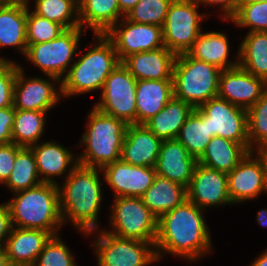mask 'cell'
I'll use <instances>...</instances> for the list:
<instances>
[{
  "label": "cell",
  "mask_w": 267,
  "mask_h": 266,
  "mask_svg": "<svg viewBox=\"0 0 267 266\" xmlns=\"http://www.w3.org/2000/svg\"><path fill=\"white\" fill-rule=\"evenodd\" d=\"M201 208L186 200L182 205L163 214L158 219L155 242L159 261L164 252L183 257L187 261L201 259L212 251L210 230Z\"/></svg>",
  "instance_id": "1"
},
{
  "label": "cell",
  "mask_w": 267,
  "mask_h": 266,
  "mask_svg": "<svg viewBox=\"0 0 267 266\" xmlns=\"http://www.w3.org/2000/svg\"><path fill=\"white\" fill-rule=\"evenodd\" d=\"M100 173L99 168L78 164L64 178V183L58 185L63 224L72 222L73 227L88 236L99 227L98 215L103 200Z\"/></svg>",
  "instance_id": "2"
},
{
  "label": "cell",
  "mask_w": 267,
  "mask_h": 266,
  "mask_svg": "<svg viewBox=\"0 0 267 266\" xmlns=\"http://www.w3.org/2000/svg\"><path fill=\"white\" fill-rule=\"evenodd\" d=\"M7 201L12 226L17 228L41 229L52 236L60 235L62 221L58 185H40L14 193Z\"/></svg>",
  "instance_id": "3"
},
{
  "label": "cell",
  "mask_w": 267,
  "mask_h": 266,
  "mask_svg": "<svg viewBox=\"0 0 267 266\" xmlns=\"http://www.w3.org/2000/svg\"><path fill=\"white\" fill-rule=\"evenodd\" d=\"M95 38L96 46L89 44L88 51L76 58L61 81L62 97L102 91L106 78L121 63L113 42L105 34H95Z\"/></svg>",
  "instance_id": "4"
},
{
  "label": "cell",
  "mask_w": 267,
  "mask_h": 266,
  "mask_svg": "<svg viewBox=\"0 0 267 266\" xmlns=\"http://www.w3.org/2000/svg\"><path fill=\"white\" fill-rule=\"evenodd\" d=\"M87 119V130L80 139L85 150L77 156L78 163L102 169L120 160L127 124L121 119L102 113L94 106Z\"/></svg>",
  "instance_id": "5"
},
{
  "label": "cell",
  "mask_w": 267,
  "mask_h": 266,
  "mask_svg": "<svg viewBox=\"0 0 267 266\" xmlns=\"http://www.w3.org/2000/svg\"><path fill=\"white\" fill-rule=\"evenodd\" d=\"M222 70L212 64L190 57L187 53L176 56L173 68L174 97L200 107L217 97Z\"/></svg>",
  "instance_id": "6"
},
{
  "label": "cell",
  "mask_w": 267,
  "mask_h": 266,
  "mask_svg": "<svg viewBox=\"0 0 267 266\" xmlns=\"http://www.w3.org/2000/svg\"><path fill=\"white\" fill-rule=\"evenodd\" d=\"M109 220L115 236L151 242L155 245L158 218L147 208L141 197H117L113 199Z\"/></svg>",
  "instance_id": "7"
},
{
  "label": "cell",
  "mask_w": 267,
  "mask_h": 266,
  "mask_svg": "<svg viewBox=\"0 0 267 266\" xmlns=\"http://www.w3.org/2000/svg\"><path fill=\"white\" fill-rule=\"evenodd\" d=\"M81 27L66 29L58 37L48 42L39 44H27L25 57L31 63L39 67L46 76H53L62 81L67 75L72 61H75L74 54L77 52L82 32Z\"/></svg>",
  "instance_id": "8"
},
{
  "label": "cell",
  "mask_w": 267,
  "mask_h": 266,
  "mask_svg": "<svg viewBox=\"0 0 267 266\" xmlns=\"http://www.w3.org/2000/svg\"><path fill=\"white\" fill-rule=\"evenodd\" d=\"M98 232L93 242L98 266H148L158 261L151 242L121 238L103 229Z\"/></svg>",
  "instance_id": "9"
},
{
  "label": "cell",
  "mask_w": 267,
  "mask_h": 266,
  "mask_svg": "<svg viewBox=\"0 0 267 266\" xmlns=\"http://www.w3.org/2000/svg\"><path fill=\"white\" fill-rule=\"evenodd\" d=\"M193 0H173L162 26L164 45L176 55L186 53L201 34V22L208 14H200Z\"/></svg>",
  "instance_id": "10"
},
{
  "label": "cell",
  "mask_w": 267,
  "mask_h": 266,
  "mask_svg": "<svg viewBox=\"0 0 267 266\" xmlns=\"http://www.w3.org/2000/svg\"><path fill=\"white\" fill-rule=\"evenodd\" d=\"M135 77L120 63L106 78L96 109L123 120L127 125L136 124Z\"/></svg>",
  "instance_id": "11"
},
{
  "label": "cell",
  "mask_w": 267,
  "mask_h": 266,
  "mask_svg": "<svg viewBox=\"0 0 267 266\" xmlns=\"http://www.w3.org/2000/svg\"><path fill=\"white\" fill-rule=\"evenodd\" d=\"M200 108L208 115L211 137L234 141L249 151L247 109L218 96L203 103Z\"/></svg>",
  "instance_id": "12"
},
{
  "label": "cell",
  "mask_w": 267,
  "mask_h": 266,
  "mask_svg": "<svg viewBox=\"0 0 267 266\" xmlns=\"http://www.w3.org/2000/svg\"><path fill=\"white\" fill-rule=\"evenodd\" d=\"M118 23L105 35L113 42L120 61L131 54L165 46L161 26L132 22L126 17Z\"/></svg>",
  "instance_id": "13"
},
{
  "label": "cell",
  "mask_w": 267,
  "mask_h": 266,
  "mask_svg": "<svg viewBox=\"0 0 267 266\" xmlns=\"http://www.w3.org/2000/svg\"><path fill=\"white\" fill-rule=\"evenodd\" d=\"M47 77L48 79L31 76L28 78L24 75L23 67L18 63L13 89V107L17 110L45 112L55 107L62 96L61 81L53 76ZM55 82L59 83V88L55 87Z\"/></svg>",
  "instance_id": "14"
},
{
  "label": "cell",
  "mask_w": 267,
  "mask_h": 266,
  "mask_svg": "<svg viewBox=\"0 0 267 266\" xmlns=\"http://www.w3.org/2000/svg\"><path fill=\"white\" fill-rule=\"evenodd\" d=\"M263 177L262 150L248 152L227 173L228 194L232 204L253 200L264 193Z\"/></svg>",
  "instance_id": "15"
},
{
  "label": "cell",
  "mask_w": 267,
  "mask_h": 266,
  "mask_svg": "<svg viewBox=\"0 0 267 266\" xmlns=\"http://www.w3.org/2000/svg\"><path fill=\"white\" fill-rule=\"evenodd\" d=\"M187 200L202 210L211 206L231 205L227 173L197 163L187 187Z\"/></svg>",
  "instance_id": "16"
},
{
  "label": "cell",
  "mask_w": 267,
  "mask_h": 266,
  "mask_svg": "<svg viewBox=\"0 0 267 266\" xmlns=\"http://www.w3.org/2000/svg\"><path fill=\"white\" fill-rule=\"evenodd\" d=\"M103 179L117 197H141L153 184L157 175L155 167L134 166L121 159L104 166Z\"/></svg>",
  "instance_id": "17"
},
{
  "label": "cell",
  "mask_w": 267,
  "mask_h": 266,
  "mask_svg": "<svg viewBox=\"0 0 267 266\" xmlns=\"http://www.w3.org/2000/svg\"><path fill=\"white\" fill-rule=\"evenodd\" d=\"M267 91V82L240 66L222 70L218 97L231 104L249 109Z\"/></svg>",
  "instance_id": "18"
},
{
  "label": "cell",
  "mask_w": 267,
  "mask_h": 266,
  "mask_svg": "<svg viewBox=\"0 0 267 266\" xmlns=\"http://www.w3.org/2000/svg\"><path fill=\"white\" fill-rule=\"evenodd\" d=\"M162 141L144 124H129L120 159L134 166L155 167Z\"/></svg>",
  "instance_id": "19"
},
{
  "label": "cell",
  "mask_w": 267,
  "mask_h": 266,
  "mask_svg": "<svg viewBox=\"0 0 267 266\" xmlns=\"http://www.w3.org/2000/svg\"><path fill=\"white\" fill-rule=\"evenodd\" d=\"M37 144L30 148L35 156L38 175L41 176L42 183L59 185L54 177L67 174L66 178L79 164L78 157L54 140Z\"/></svg>",
  "instance_id": "20"
},
{
  "label": "cell",
  "mask_w": 267,
  "mask_h": 266,
  "mask_svg": "<svg viewBox=\"0 0 267 266\" xmlns=\"http://www.w3.org/2000/svg\"><path fill=\"white\" fill-rule=\"evenodd\" d=\"M176 56L164 46L153 51L131 54L121 63L136 80H173Z\"/></svg>",
  "instance_id": "21"
},
{
  "label": "cell",
  "mask_w": 267,
  "mask_h": 266,
  "mask_svg": "<svg viewBox=\"0 0 267 266\" xmlns=\"http://www.w3.org/2000/svg\"><path fill=\"white\" fill-rule=\"evenodd\" d=\"M197 160L177 140H163L155 170L157 175L188 187Z\"/></svg>",
  "instance_id": "22"
},
{
  "label": "cell",
  "mask_w": 267,
  "mask_h": 266,
  "mask_svg": "<svg viewBox=\"0 0 267 266\" xmlns=\"http://www.w3.org/2000/svg\"><path fill=\"white\" fill-rule=\"evenodd\" d=\"M51 237L49 232L41 229L13 226L4 246L9 265L33 266Z\"/></svg>",
  "instance_id": "23"
},
{
  "label": "cell",
  "mask_w": 267,
  "mask_h": 266,
  "mask_svg": "<svg viewBox=\"0 0 267 266\" xmlns=\"http://www.w3.org/2000/svg\"><path fill=\"white\" fill-rule=\"evenodd\" d=\"M173 96V80H137L136 124L159 113Z\"/></svg>",
  "instance_id": "24"
},
{
  "label": "cell",
  "mask_w": 267,
  "mask_h": 266,
  "mask_svg": "<svg viewBox=\"0 0 267 266\" xmlns=\"http://www.w3.org/2000/svg\"><path fill=\"white\" fill-rule=\"evenodd\" d=\"M26 26L27 0H11L0 10V48L14 47L25 55Z\"/></svg>",
  "instance_id": "25"
},
{
  "label": "cell",
  "mask_w": 267,
  "mask_h": 266,
  "mask_svg": "<svg viewBox=\"0 0 267 266\" xmlns=\"http://www.w3.org/2000/svg\"><path fill=\"white\" fill-rule=\"evenodd\" d=\"M229 43L227 36L222 32H201L192 47L186 52L190 57L212 64L221 70L232 69L239 66V53L237 59L229 61Z\"/></svg>",
  "instance_id": "26"
},
{
  "label": "cell",
  "mask_w": 267,
  "mask_h": 266,
  "mask_svg": "<svg viewBox=\"0 0 267 266\" xmlns=\"http://www.w3.org/2000/svg\"><path fill=\"white\" fill-rule=\"evenodd\" d=\"M78 13L80 27L85 31L89 27L94 35L106 34L125 17L118 0H78Z\"/></svg>",
  "instance_id": "27"
},
{
  "label": "cell",
  "mask_w": 267,
  "mask_h": 266,
  "mask_svg": "<svg viewBox=\"0 0 267 266\" xmlns=\"http://www.w3.org/2000/svg\"><path fill=\"white\" fill-rule=\"evenodd\" d=\"M143 203L159 219L187 200V188L156 175L153 184L141 196Z\"/></svg>",
  "instance_id": "28"
},
{
  "label": "cell",
  "mask_w": 267,
  "mask_h": 266,
  "mask_svg": "<svg viewBox=\"0 0 267 266\" xmlns=\"http://www.w3.org/2000/svg\"><path fill=\"white\" fill-rule=\"evenodd\" d=\"M194 109L191 104L173 96L165 107L144 125L162 140L176 139Z\"/></svg>",
  "instance_id": "29"
},
{
  "label": "cell",
  "mask_w": 267,
  "mask_h": 266,
  "mask_svg": "<svg viewBox=\"0 0 267 266\" xmlns=\"http://www.w3.org/2000/svg\"><path fill=\"white\" fill-rule=\"evenodd\" d=\"M248 152L242 144L215 136L211 138L197 163L229 173Z\"/></svg>",
  "instance_id": "30"
},
{
  "label": "cell",
  "mask_w": 267,
  "mask_h": 266,
  "mask_svg": "<svg viewBox=\"0 0 267 266\" xmlns=\"http://www.w3.org/2000/svg\"><path fill=\"white\" fill-rule=\"evenodd\" d=\"M239 46V66L267 82V32H248Z\"/></svg>",
  "instance_id": "31"
},
{
  "label": "cell",
  "mask_w": 267,
  "mask_h": 266,
  "mask_svg": "<svg viewBox=\"0 0 267 266\" xmlns=\"http://www.w3.org/2000/svg\"><path fill=\"white\" fill-rule=\"evenodd\" d=\"M211 138L208 115L200 107H196L182 125L176 139L198 160L205 152Z\"/></svg>",
  "instance_id": "32"
},
{
  "label": "cell",
  "mask_w": 267,
  "mask_h": 266,
  "mask_svg": "<svg viewBox=\"0 0 267 266\" xmlns=\"http://www.w3.org/2000/svg\"><path fill=\"white\" fill-rule=\"evenodd\" d=\"M47 112L15 109L12 142L20 147L37 144L43 136Z\"/></svg>",
  "instance_id": "33"
},
{
  "label": "cell",
  "mask_w": 267,
  "mask_h": 266,
  "mask_svg": "<svg viewBox=\"0 0 267 266\" xmlns=\"http://www.w3.org/2000/svg\"><path fill=\"white\" fill-rule=\"evenodd\" d=\"M39 178L31 148L21 147L16 153L12 172L4 185L9 191L16 193L40 185L42 181Z\"/></svg>",
  "instance_id": "34"
},
{
  "label": "cell",
  "mask_w": 267,
  "mask_h": 266,
  "mask_svg": "<svg viewBox=\"0 0 267 266\" xmlns=\"http://www.w3.org/2000/svg\"><path fill=\"white\" fill-rule=\"evenodd\" d=\"M30 2L29 0H27ZM34 12L65 29L80 27L78 0H35Z\"/></svg>",
  "instance_id": "35"
},
{
  "label": "cell",
  "mask_w": 267,
  "mask_h": 266,
  "mask_svg": "<svg viewBox=\"0 0 267 266\" xmlns=\"http://www.w3.org/2000/svg\"><path fill=\"white\" fill-rule=\"evenodd\" d=\"M247 124L249 152L267 149V91L247 109Z\"/></svg>",
  "instance_id": "36"
},
{
  "label": "cell",
  "mask_w": 267,
  "mask_h": 266,
  "mask_svg": "<svg viewBox=\"0 0 267 266\" xmlns=\"http://www.w3.org/2000/svg\"><path fill=\"white\" fill-rule=\"evenodd\" d=\"M172 2L173 0H140L125 17L132 22L162 27Z\"/></svg>",
  "instance_id": "37"
},
{
  "label": "cell",
  "mask_w": 267,
  "mask_h": 266,
  "mask_svg": "<svg viewBox=\"0 0 267 266\" xmlns=\"http://www.w3.org/2000/svg\"><path fill=\"white\" fill-rule=\"evenodd\" d=\"M29 2L27 1V26L26 40L27 44H39L55 39L66 29L53 21L48 20L36 14L34 11H29Z\"/></svg>",
  "instance_id": "38"
},
{
  "label": "cell",
  "mask_w": 267,
  "mask_h": 266,
  "mask_svg": "<svg viewBox=\"0 0 267 266\" xmlns=\"http://www.w3.org/2000/svg\"><path fill=\"white\" fill-rule=\"evenodd\" d=\"M248 32H267V1L255 3H240L235 15L229 20Z\"/></svg>",
  "instance_id": "39"
},
{
  "label": "cell",
  "mask_w": 267,
  "mask_h": 266,
  "mask_svg": "<svg viewBox=\"0 0 267 266\" xmlns=\"http://www.w3.org/2000/svg\"><path fill=\"white\" fill-rule=\"evenodd\" d=\"M59 235L52 236L38 255L33 266H71L74 256Z\"/></svg>",
  "instance_id": "40"
},
{
  "label": "cell",
  "mask_w": 267,
  "mask_h": 266,
  "mask_svg": "<svg viewBox=\"0 0 267 266\" xmlns=\"http://www.w3.org/2000/svg\"><path fill=\"white\" fill-rule=\"evenodd\" d=\"M18 63L0 57V109L13 106V89Z\"/></svg>",
  "instance_id": "41"
},
{
  "label": "cell",
  "mask_w": 267,
  "mask_h": 266,
  "mask_svg": "<svg viewBox=\"0 0 267 266\" xmlns=\"http://www.w3.org/2000/svg\"><path fill=\"white\" fill-rule=\"evenodd\" d=\"M20 148L13 142L0 146V184H4L8 180L16 153Z\"/></svg>",
  "instance_id": "42"
},
{
  "label": "cell",
  "mask_w": 267,
  "mask_h": 266,
  "mask_svg": "<svg viewBox=\"0 0 267 266\" xmlns=\"http://www.w3.org/2000/svg\"><path fill=\"white\" fill-rule=\"evenodd\" d=\"M15 108L13 106L0 109V146L12 143Z\"/></svg>",
  "instance_id": "43"
},
{
  "label": "cell",
  "mask_w": 267,
  "mask_h": 266,
  "mask_svg": "<svg viewBox=\"0 0 267 266\" xmlns=\"http://www.w3.org/2000/svg\"><path fill=\"white\" fill-rule=\"evenodd\" d=\"M195 1L198 5H203L205 6H214L220 5L219 8L222 10L223 13L221 16L223 17V20H230L236 13L238 6L240 4V0H193Z\"/></svg>",
  "instance_id": "44"
},
{
  "label": "cell",
  "mask_w": 267,
  "mask_h": 266,
  "mask_svg": "<svg viewBox=\"0 0 267 266\" xmlns=\"http://www.w3.org/2000/svg\"><path fill=\"white\" fill-rule=\"evenodd\" d=\"M11 217L9 208L6 204L0 203V246H5V243L12 229Z\"/></svg>",
  "instance_id": "45"
},
{
  "label": "cell",
  "mask_w": 267,
  "mask_h": 266,
  "mask_svg": "<svg viewBox=\"0 0 267 266\" xmlns=\"http://www.w3.org/2000/svg\"><path fill=\"white\" fill-rule=\"evenodd\" d=\"M140 0H118L121 13L126 16L127 13L139 2Z\"/></svg>",
  "instance_id": "46"
},
{
  "label": "cell",
  "mask_w": 267,
  "mask_h": 266,
  "mask_svg": "<svg viewBox=\"0 0 267 266\" xmlns=\"http://www.w3.org/2000/svg\"><path fill=\"white\" fill-rule=\"evenodd\" d=\"M262 166L264 179V192L267 193V149H262Z\"/></svg>",
  "instance_id": "47"
},
{
  "label": "cell",
  "mask_w": 267,
  "mask_h": 266,
  "mask_svg": "<svg viewBox=\"0 0 267 266\" xmlns=\"http://www.w3.org/2000/svg\"><path fill=\"white\" fill-rule=\"evenodd\" d=\"M250 266H267V249L254 259Z\"/></svg>",
  "instance_id": "48"
},
{
  "label": "cell",
  "mask_w": 267,
  "mask_h": 266,
  "mask_svg": "<svg viewBox=\"0 0 267 266\" xmlns=\"http://www.w3.org/2000/svg\"><path fill=\"white\" fill-rule=\"evenodd\" d=\"M257 222L260 226L267 227V208L258 211Z\"/></svg>",
  "instance_id": "49"
},
{
  "label": "cell",
  "mask_w": 267,
  "mask_h": 266,
  "mask_svg": "<svg viewBox=\"0 0 267 266\" xmlns=\"http://www.w3.org/2000/svg\"><path fill=\"white\" fill-rule=\"evenodd\" d=\"M0 266H9L4 246H0Z\"/></svg>",
  "instance_id": "50"
},
{
  "label": "cell",
  "mask_w": 267,
  "mask_h": 266,
  "mask_svg": "<svg viewBox=\"0 0 267 266\" xmlns=\"http://www.w3.org/2000/svg\"><path fill=\"white\" fill-rule=\"evenodd\" d=\"M267 0H240V3L266 2Z\"/></svg>",
  "instance_id": "51"
},
{
  "label": "cell",
  "mask_w": 267,
  "mask_h": 266,
  "mask_svg": "<svg viewBox=\"0 0 267 266\" xmlns=\"http://www.w3.org/2000/svg\"><path fill=\"white\" fill-rule=\"evenodd\" d=\"M11 0H0V10L3 9Z\"/></svg>",
  "instance_id": "52"
}]
</instances>
